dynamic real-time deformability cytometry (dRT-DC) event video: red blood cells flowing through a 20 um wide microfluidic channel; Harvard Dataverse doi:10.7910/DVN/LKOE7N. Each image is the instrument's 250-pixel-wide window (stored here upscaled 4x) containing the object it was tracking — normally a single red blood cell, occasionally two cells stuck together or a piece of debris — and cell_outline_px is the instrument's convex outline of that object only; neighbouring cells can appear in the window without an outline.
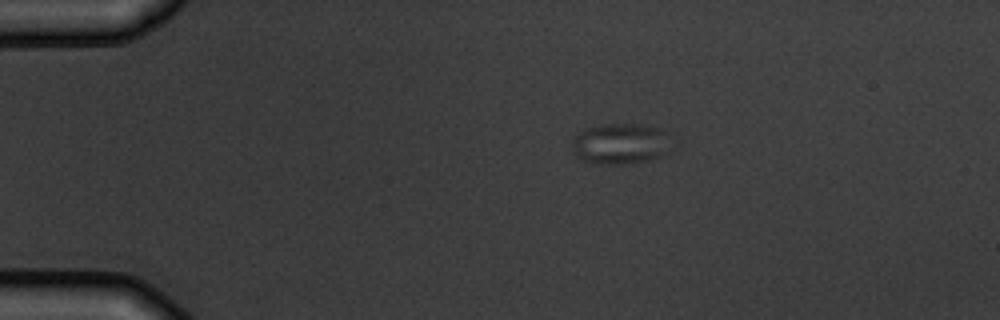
{"species": "common noctule bat (a hibernating species)", "species_latin": "Nyctalus noctula", "temperature_condition": "warm", "stored_images_in_passage": 5, "camera_frame_rate_fps": 3000, "um_per_image_px": 0.085, "animal": {"sex": "male", "body_mass_g": 19.5, "forearm_length_mm": 54.6}, "frame": {"image": 1, "passage_image": 1, "time_ms": 0.0, "image_size_px": [1000, 320], "cell_outline_px": [[664, 152], [648, 160], [624, 164], [600, 164], [584, 160], [576, 156], [572, 144], [572, 140], [584, 128], [604, 124], [636, 124], [656, 128], [660, 132]], "centroid_in_image_um": [52.52, 12.22], "position_along_channel_um": 32.5, "area_um2": 22.2}}
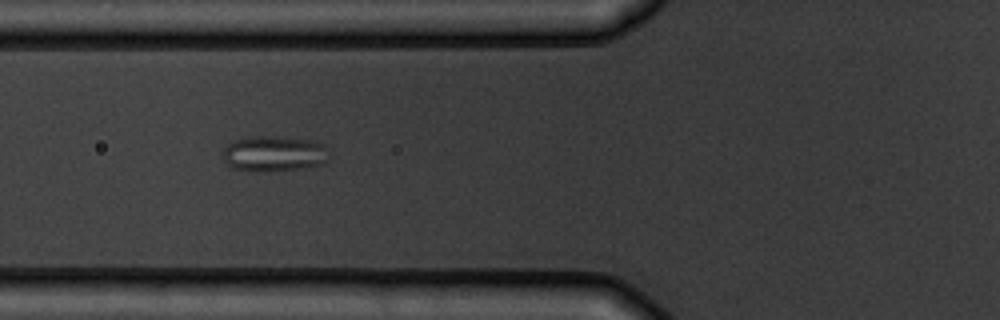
{"frame": {"image": 2, "passage_image": 4, "time_ms": 3.333, "image_size_px": [1000, 320], "cell_outline_px": [[324, 164], [304, 168], [256, 172], [252, 172], [232, 168], [224, 160], [224, 148], [232, 140], [256, 136], [276, 136], [312, 140], [324, 144]], "centroid_in_image_um": [23.22, 13.06], "position_along_channel_um": 102.6, "area_um2": 21.85}}
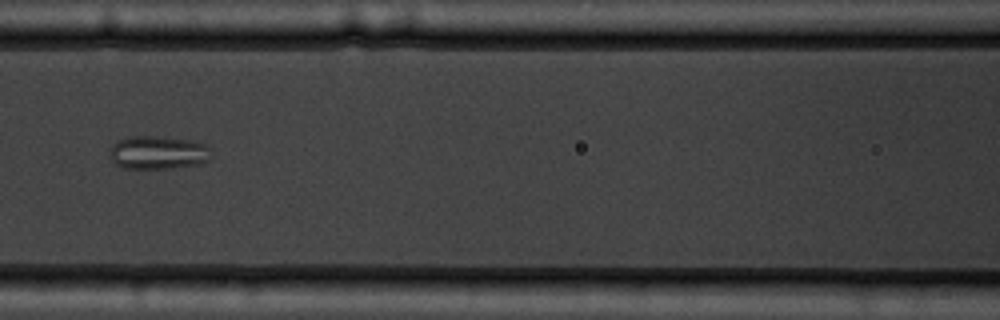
{"frame": {"image": 3, "passage_image": 5, "time_ms": 4.667, "image_size_px": [1000, 320], "cell_outline_px": [[208, 160], [200, 164], [172, 168], [124, 168], [116, 164], [112, 160], [112, 144], [128, 136], [160, 136], [192, 140], [204, 144], [208, 148]], "centroid_in_image_um": [13.43, 12.96], "position_along_channel_um": 153.2, "area_um2": 19.42}}